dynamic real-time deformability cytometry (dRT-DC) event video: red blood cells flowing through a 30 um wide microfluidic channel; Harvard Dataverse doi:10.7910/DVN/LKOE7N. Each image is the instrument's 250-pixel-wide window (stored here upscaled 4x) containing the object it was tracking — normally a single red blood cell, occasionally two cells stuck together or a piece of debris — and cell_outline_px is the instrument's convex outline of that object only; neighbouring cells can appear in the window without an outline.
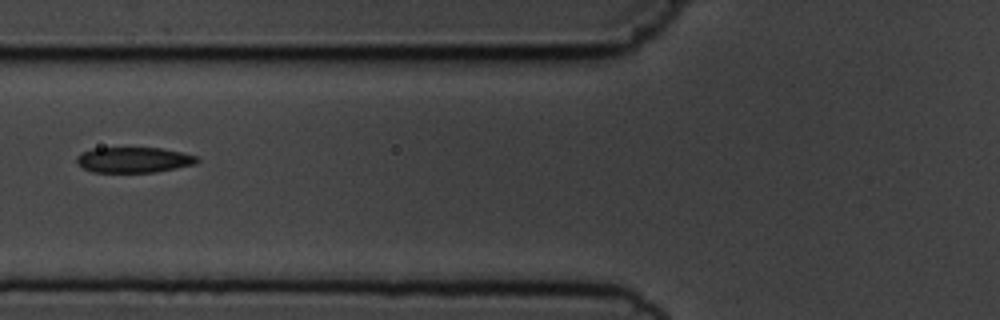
{"species": "common noctule bat (a hibernating species)", "species_latin": "Nyctalus noctula", "temperature_condition": "cold", "stored_images_in_passage": 3, "camera_frame_rate_fps": 3000, "um_per_image_px": 0.085, "animal": {"sex": "male", "body_mass_g": 19.5, "forearm_length_mm": 54.6}, "frame": {"image": 1, "passage_image": 3, "time_ms": 2.333, "image_size_px": [1000, 320], "cell_outline_px": [[200, 160], [196, 164], [156, 172], [92, 172], [76, 164], [76, 156], [80, 152], [92, 148], [160, 148], [184, 152], [196, 156]], "centroid_in_image_um": [11.35, 13.58], "position_along_channel_um": 114.5, "area_um2": 18.09}}